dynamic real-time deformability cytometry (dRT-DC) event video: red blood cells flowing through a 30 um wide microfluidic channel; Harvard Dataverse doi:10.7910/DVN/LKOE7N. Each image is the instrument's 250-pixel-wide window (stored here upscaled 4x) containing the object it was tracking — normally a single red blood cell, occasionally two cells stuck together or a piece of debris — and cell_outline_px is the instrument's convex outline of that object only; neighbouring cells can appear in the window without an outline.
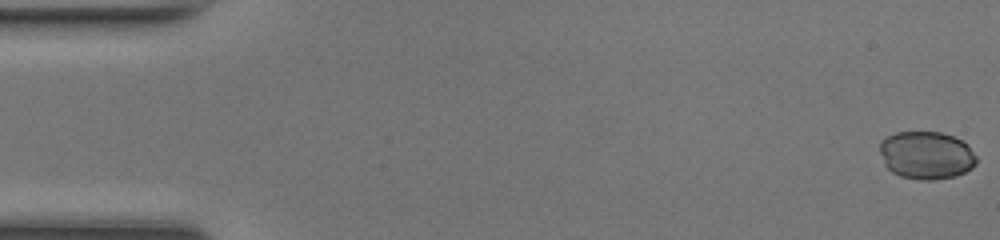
{"species": "common noctule bat (a hibernating species)", "species_latin": "Nyctalus noctula", "temperature_condition": "room temperature", "stored_images_in_passage": 48, "camera_frame_rate_fps": 3000, "um_per_image_px": 0.085, "animal": {"sex": "female", "body_mass_g": 17.0, "forearm_length_mm": 48.0}, "frame": {"image": 1, "passage_image": 1, "time_ms": 0.0, "image_size_px": [1000, 240], "cell_outline_px": [[976, 164], [972, 168], [956, 176], [932, 180], [920, 180], [900, 176], [892, 172], [884, 164], [880, 152], [880, 140], [896, 132], [940, 132], [952, 136], [968, 144], [976, 156]], "centroid_in_image_um": [78.74, 13.2], "position_along_channel_um": 6.3, "area_um2": 27.05}}
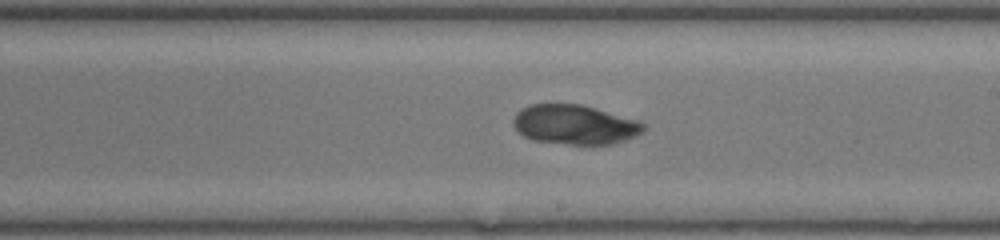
{"frame": {"image": 2, "passage_image": 28, "time_ms": 9.0, "image_size_px": [1000, 240], "cell_outline_px": [[644, 132], [636, 136], [612, 144], [568, 144], [532, 140], [524, 136], [512, 124], [512, 120], [516, 112], [520, 108], [532, 104], [580, 104], [640, 120], [644, 124]], "centroid_in_image_um": [48.85, 10.59], "position_along_channel_um": 240.1, "area_um2": 30.11}}
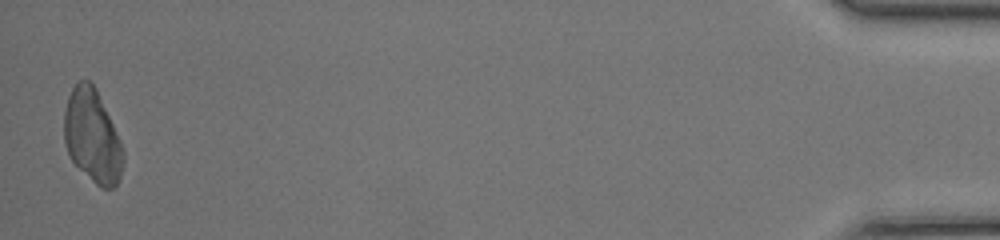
{"frame": {"image": 3, "passage_image": 48, "time_ms": 15.667, "image_size_px": [1000, 240], "cell_outline_px": [[124, 160], [120, 176], [116, 184], [112, 188], [100, 188], [68, 156], [64, 140], [64, 112], [68, 96], [72, 88], [80, 80], [88, 80], [96, 88], [120, 140], [124, 152]], "centroid_in_image_um": [7.84, 11.57], "position_along_channel_um": 427.4, "area_um2": 31.79}}